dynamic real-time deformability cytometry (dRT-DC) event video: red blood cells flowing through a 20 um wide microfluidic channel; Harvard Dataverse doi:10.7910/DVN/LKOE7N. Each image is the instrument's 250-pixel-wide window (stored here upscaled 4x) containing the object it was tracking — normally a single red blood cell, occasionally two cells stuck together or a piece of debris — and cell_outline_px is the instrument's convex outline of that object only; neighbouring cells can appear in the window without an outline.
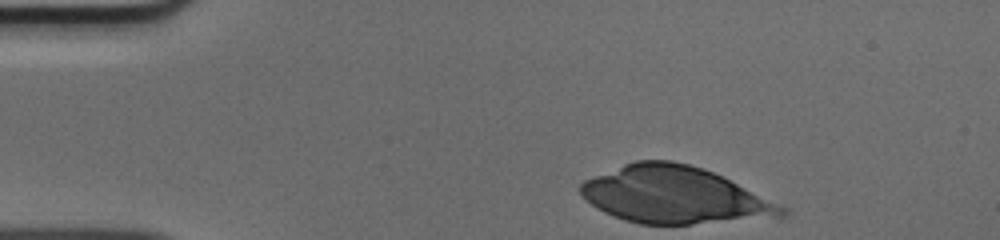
{"species": "human", "species_latin": "Homo sapiens", "temperature_condition": "cold", "stored_images_in_passage": 34, "camera_frame_rate_fps": 3000, "um_per_image_px": 0.085, "donor": {"sex": "male"}, "frame": {"image": 1, "passage_image": 1, "time_ms": 0.0, "image_size_px": [1000, 240], "cell_outline_px": [[788, 216], [692, 224], [640, 224], [624, 220], [612, 216], [596, 208], [580, 192], [580, 184], [584, 180], [624, 164], [636, 160], [672, 160], [704, 168], [788, 208]], "centroid_in_image_um": [57.32, 16.58], "position_along_channel_um": 27.7, "area_um2": 66.3}}